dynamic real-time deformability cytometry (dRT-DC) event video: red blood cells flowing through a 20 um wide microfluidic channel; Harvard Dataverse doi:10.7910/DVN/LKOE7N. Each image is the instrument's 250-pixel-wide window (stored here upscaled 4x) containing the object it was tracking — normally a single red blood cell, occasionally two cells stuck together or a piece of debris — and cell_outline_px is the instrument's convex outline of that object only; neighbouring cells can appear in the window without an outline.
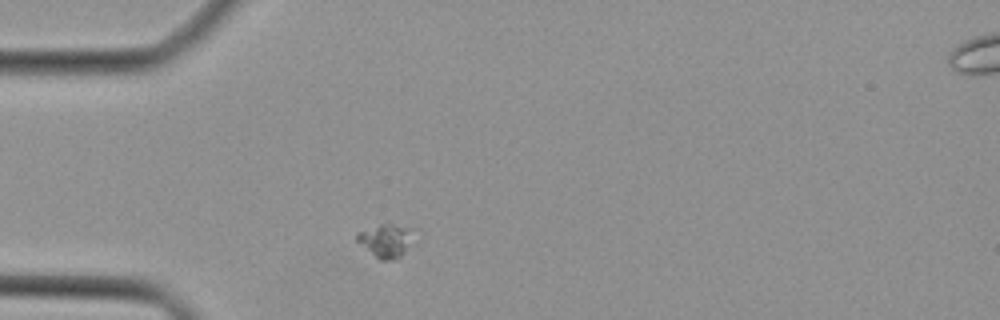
{"species": "Egyptian fruit bat (a non-hibernating species)", "species_latin": "Rousettus aegyptiacus", "temperature_condition": "cold", "stored_images_in_passage": 34, "camera_frame_rate_fps": 3000, "um_per_image_px": 0.085, "animal": {"sex": "female"}, "frame": {"image": 1, "passage_image": 1, "time_ms": 0.0, "image_size_px": [1000, 320], "cell_outline_px": [[420, 228], [404, 252], [396, 260], [380, 260], [356, 240], [356, 232], [380, 224], [392, 224]], "centroid_in_image_um": [32.88, 20.41], "position_along_channel_um": 52.1, "area_um2": 11.27}}
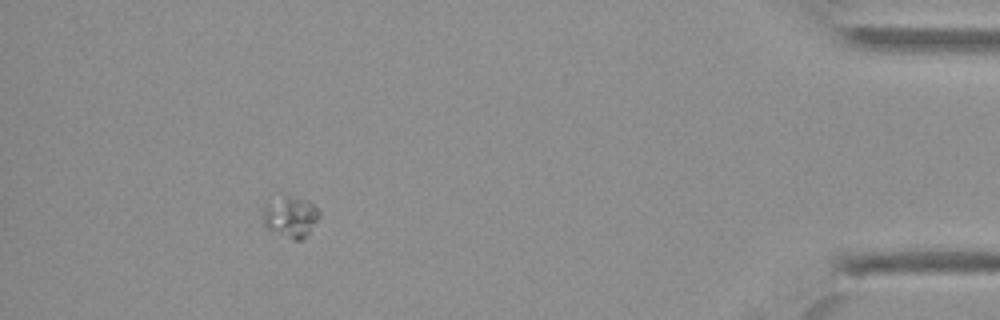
{"frame": {"image": 2, "passage_image": 30, "time_ms": 9.667, "image_size_px": [1000, 320], "cell_outline_px": [[320, 216], [308, 232], [300, 240], [292, 240], [264, 228], [264, 208], [268, 204], [288, 196], [308, 200], [320, 212]], "centroid_in_image_um": [24.7, 18.47], "position_along_channel_um": 410.5, "area_um2": 12.95}}